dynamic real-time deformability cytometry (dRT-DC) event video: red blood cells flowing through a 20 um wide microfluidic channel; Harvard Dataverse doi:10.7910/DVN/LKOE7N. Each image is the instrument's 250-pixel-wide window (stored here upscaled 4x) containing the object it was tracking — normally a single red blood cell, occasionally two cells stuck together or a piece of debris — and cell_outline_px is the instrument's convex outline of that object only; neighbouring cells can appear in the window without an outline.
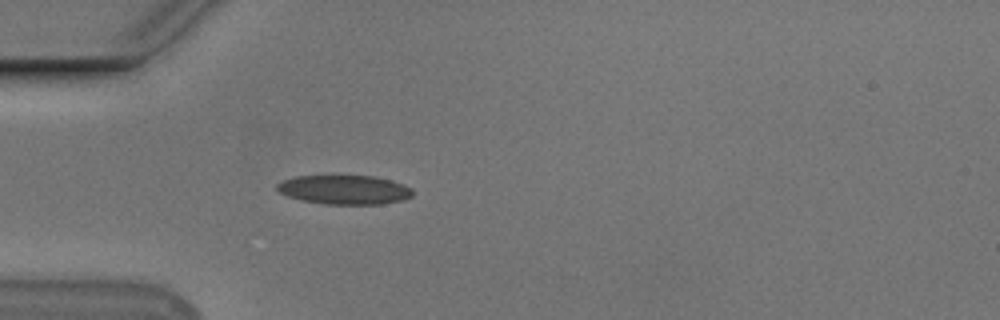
{"species": "Egyptian fruit bat (a non-hibernating species)", "species_latin": "Rousettus aegyptiacus", "temperature_condition": "cold", "stored_images_in_passage": 40, "camera_frame_rate_fps": 3000, "um_per_image_px": 0.085, "animal": {"sex": "male"}, "frame": {"image": 1, "passage_image": 2, "time_ms": 0.333, "image_size_px": [1000, 320], "cell_outline_px": [[412, 196], [404, 200], [380, 204], [324, 204], [300, 200], [288, 196], [280, 192], [276, 188], [276, 184], [284, 180], [296, 176], [376, 176], [392, 180], [404, 184], [412, 188]], "centroid_in_image_um": [29.3, 16.13], "position_along_channel_um": 55.7, "area_um2": 23.12}}
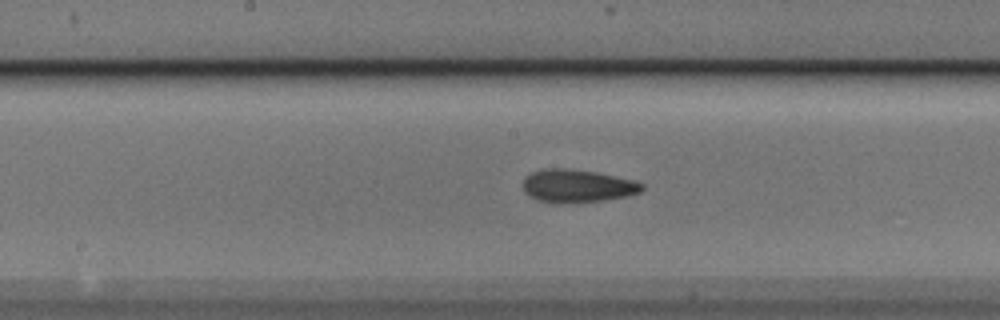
{"frame": {"image": 2, "passage_image": 14, "time_ms": 4.333, "image_size_px": [1000, 320], "cell_outline_px": [[644, 188], [640, 192], [624, 196], [604, 200], [560, 204], [552, 204], [540, 200], [524, 192], [524, 180], [532, 172], [544, 168], [568, 168], [596, 172], [632, 180], [644, 184]], "centroid_in_image_um": [49.06, 15.81], "position_along_channel_um": 199.1, "area_um2": 22.72}}
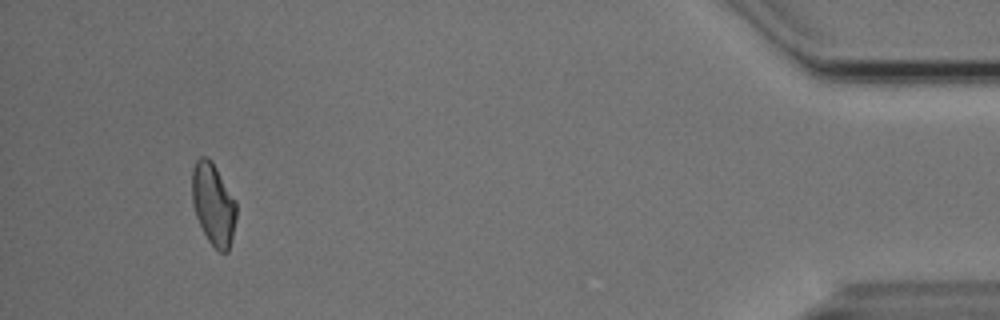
{"frame": {"image": 3, "passage_image": 37, "time_ms": 12.0, "image_size_px": [1000, 320], "cell_outline_px": [[236, 216], [232, 236], [228, 252], [220, 252], [208, 240], [196, 216], [192, 204], [192, 168], [196, 160], [200, 156], [208, 156], [212, 160], [236, 200]], "centroid_in_image_um": [18.12, 17.3], "position_along_channel_um": 417.1, "area_um2": 21.21}, "authors_computed_cell_mechanics": {"area_um2": 21.964, "velocity_mm_per_s": 3.7566, "shape_relaxation_time_tau1_ms": 4.9816, "shape_relaxation_time_tau2_ms": 2.8982, "deformation_change_tau1": 0.1364, "deformation_change_tau2": 0.0908}}